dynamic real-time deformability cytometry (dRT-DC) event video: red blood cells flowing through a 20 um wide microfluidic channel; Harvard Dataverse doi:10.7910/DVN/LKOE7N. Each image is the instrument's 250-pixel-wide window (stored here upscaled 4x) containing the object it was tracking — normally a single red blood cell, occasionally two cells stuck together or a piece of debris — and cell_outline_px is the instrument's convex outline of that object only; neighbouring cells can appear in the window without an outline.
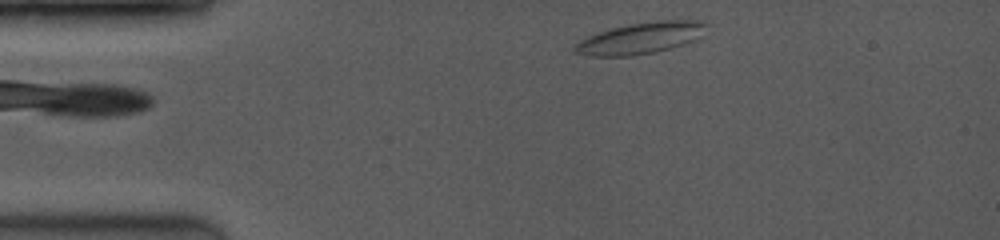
{"species": "common noctule bat (a hibernating species)", "species_latin": "Nyctalus noctula", "temperature_condition": "room temperature", "stored_images_in_passage": 14, "camera_frame_rate_fps": 3500, "um_per_image_px": 0.085, "animal": {"sex": "female", "body_mass_g": 19.0, "forearm_length_mm": 53.3}, "frame": {"image": 1, "passage_image": 1, "time_ms": 0.0, "image_size_px": [1000, 240], "cell_outline_px": [[704, 36], [700, 40], [672, 48], [656, 52], [632, 56], [588, 56], [572, 52], [572, 48], [580, 40], [588, 36], [612, 28], [628, 24], [664, 20], [700, 20], [704, 24]], "centroid_in_image_um": [54.48, 3.26], "position_along_channel_um": 30.5, "area_um2": 24.33}}
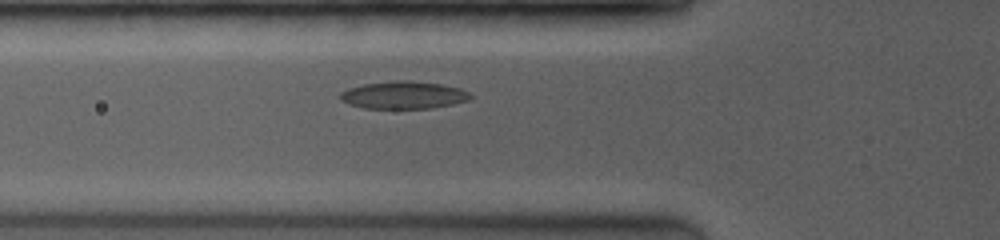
{"frame": {"image": 2, "passage_image": 8, "time_ms": 2.857, "image_size_px": [1000, 240], "cell_outline_px": [[472, 100], [432, 108], [364, 108], [348, 104], [340, 100], [340, 92], [348, 88], [364, 84], [392, 80], [408, 80], [440, 84], [460, 88], [468, 92], [472, 96]], "centroid_in_image_um": [34.3, 8.08], "position_along_channel_um": 91.5, "area_um2": 20.98}}
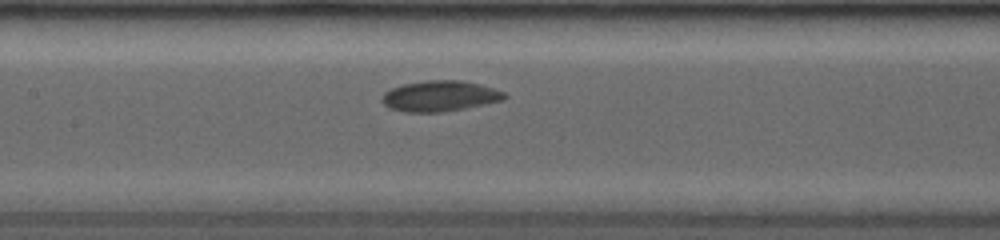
{"frame": {"image": 3, "passage_image": 13, "time_ms": 4.857, "image_size_px": [1000, 240], "cell_outline_px": [[508, 96], [504, 100], [464, 108], [440, 112], [404, 112], [388, 108], [380, 100], [384, 92], [392, 88], [404, 84], [428, 80], [464, 80], [480, 84], [504, 92]], "centroid_in_image_um": [37.37, 8.16], "position_along_channel_um": 170.0, "area_um2": 21.91}}